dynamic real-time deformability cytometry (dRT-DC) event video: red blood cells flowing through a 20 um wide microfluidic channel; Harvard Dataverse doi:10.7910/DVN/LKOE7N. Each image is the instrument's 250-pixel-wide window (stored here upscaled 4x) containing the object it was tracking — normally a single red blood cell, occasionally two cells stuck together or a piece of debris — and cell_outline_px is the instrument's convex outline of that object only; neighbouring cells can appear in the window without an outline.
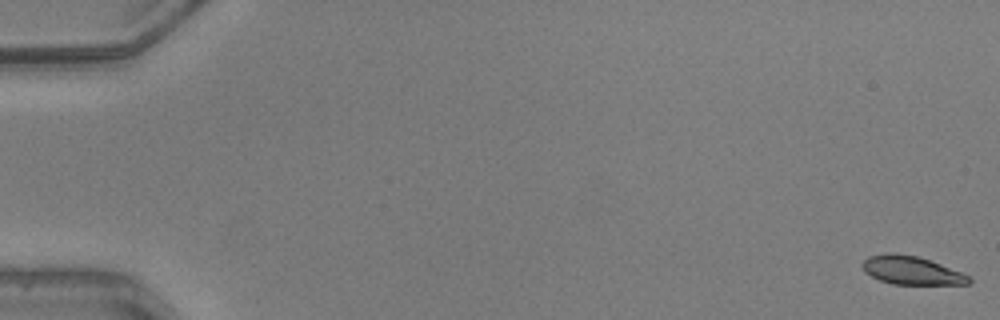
{"species": "common noctule bat (a hibernating species)", "species_latin": "Nyctalus noctula", "temperature_condition": "warm", "stored_images_in_passage": 51, "segment_of_instrument_passage": [1, 2], "camera_frame_rate_fps": 3000, "um_per_image_px": 0.085, "animal": {"sex": "male", "body_mass_g": 20.5, "forearm_length_mm": 52.5}, "frame": {"image": 1, "passage_image": 1, "time_ms": 0.0, "image_size_px": [1000, 320], "cell_outline_px": [[972, 280], [968, 284], [892, 284], [880, 280], [864, 272], [860, 264], [868, 256], [888, 252], [896, 252], [916, 256], [940, 264], [960, 272], [968, 276]], "centroid_in_image_um": [77.4, 22.97], "position_along_channel_um": 7.6, "area_um2": 17.51}}
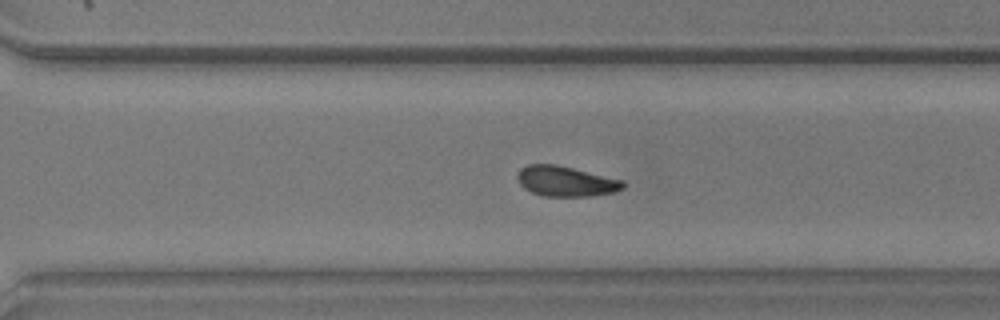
{"frame": {"image": 2, "passage_image": 36, "time_ms": 11.667, "image_size_px": [1000, 320], "cell_outline_px": [[624, 188], [612, 192], [588, 196], [544, 196], [532, 192], [524, 188], [520, 184], [516, 176], [528, 164], [556, 164], [624, 180]], "centroid_in_image_um": [48.1, 15.4], "position_along_channel_um": 322.5, "area_um2": 18.38}}
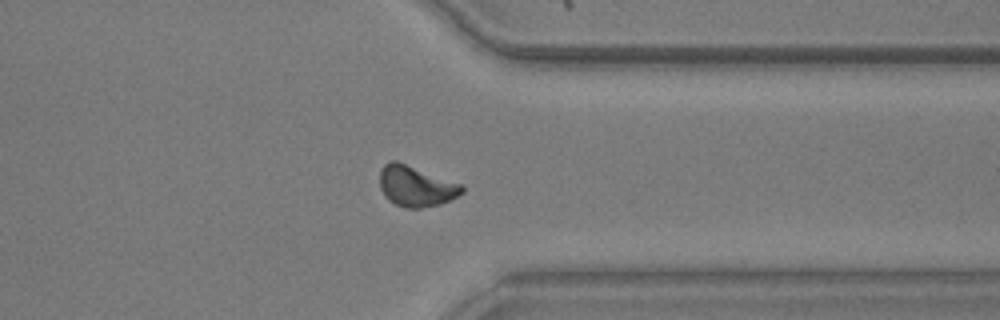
{"frame": {"image": 3, "passage_image": 40, "time_ms": 13.0, "image_size_px": [1000, 320], "cell_outline_px": [[464, 192], [440, 204], [420, 208], [404, 208], [388, 200], [380, 188], [380, 172], [384, 164], [388, 160], [396, 160], [464, 184]], "centroid_in_image_um": [35.36, 15.81], "position_along_channel_um": 376.0, "area_um2": 19.65}}